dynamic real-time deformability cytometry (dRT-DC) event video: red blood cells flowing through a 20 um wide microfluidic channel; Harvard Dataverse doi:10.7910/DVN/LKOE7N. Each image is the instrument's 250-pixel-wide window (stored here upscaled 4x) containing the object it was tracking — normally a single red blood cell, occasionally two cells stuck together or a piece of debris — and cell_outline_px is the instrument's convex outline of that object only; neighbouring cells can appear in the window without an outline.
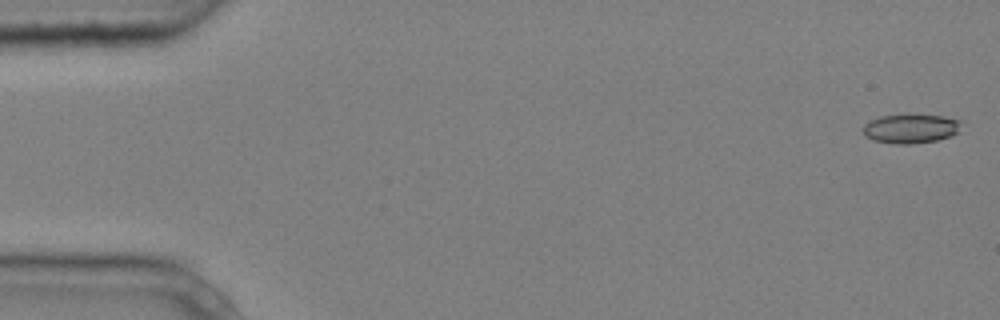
{"species": "common noctule bat (a hibernating species)", "species_latin": "Nyctalus noctula", "temperature_condition": "cold", "stored_images_in_passage": 6, "camera_frame_rate_fps": 3000, "um_per_image_px": 0.085, "animal": {"sex": "male", "body_mass_g": 20.4}, "frame": {"image": 1, "passage_image": 1, "time_ms": 0.0, "image_size_px": [1000, 320], "cell_outline_px": [[964, 120], [956, 132], [952, 136], [936, 140], [912, 144], [896, 144], [872, 140], [864, 132], [864, 124], [880, 116], [944, 116]], "centroid_in_image_um": [77.46, 10.95], "position_along_channel_um": 7.5, "area_um2": 16.3}}
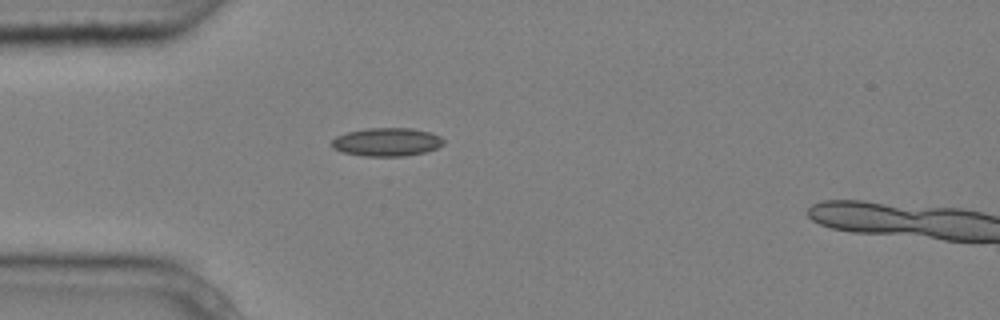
{"frame": {"image": 2, "passage_image": 5, "time_ms": 1.333, "image_size_px": [1000, 320], "cell_outline_px": [[444, 144], [436, 148], [424, 152], [404, 156], [364, 156], [344, 152], [332, 148], [332, 140], [336, 136], [348, 132], [368, 128], [412, 128], [428, 132], [440, 136], [444, 140]], "centroid_in_image_um": [32.88, 12.07], "position_along_channel_um": 52.1, "area_um2": 18.32}}